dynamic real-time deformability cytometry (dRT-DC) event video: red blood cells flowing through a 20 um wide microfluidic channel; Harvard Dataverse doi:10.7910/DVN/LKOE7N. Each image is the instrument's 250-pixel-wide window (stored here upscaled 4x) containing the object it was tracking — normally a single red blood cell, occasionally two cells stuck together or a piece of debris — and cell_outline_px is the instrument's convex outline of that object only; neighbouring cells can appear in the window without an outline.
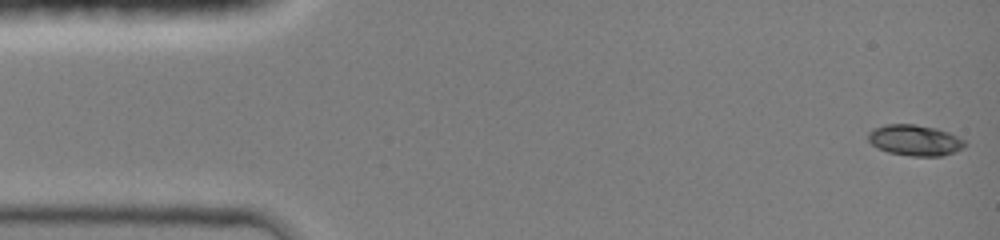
{"species": "common noctule bat (a hibernating species)", "species_latin": "Nyctalus noctula", "temperature_condition": "room temperature", "stored_images_in_passage": 45, "camera_frame_rate_fps": 3000, "um_per_image_px": 0.085, "animal": {"sex": "female", "body_mass_g": 19.0, "forearm_length_mm": 51.5}, "frame": {"image": 1, "passage_image": 1, "time_ms": 0.0, "image_size_px": [1000, 240], "cell_outline_px": [[968, 144], [952, 152], [940, 156], [912, 156], [888, 152], [872, 144], [868, 140], [868, 132], [872, 128], [884, 124], [916, 124], [936, 128], [948, 132], [964, 140]], "centroid_in_image_um": [77.73, 11.9], "position_along_channel_um": 7.3, "area_um2": 17.28}}
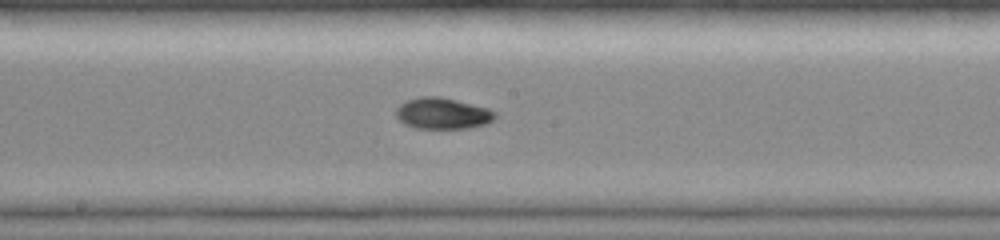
{"frame": {"image": 2, "passage_image": 24, "time_ms": 7.667, "image_size_px": [1000, 240], "cell_outline_px": [[496, 116], [488, 124], [468, 128], [416, 128], [404, 124], [396, 116], [396, 108], [400, 104], [408, 100], [420, 96], [440, 96], [488, 108], [496, 112]], "centroid_in_image_um": [37.62, 9.64], "position_along_channel_um": 210.6, "area_um2": 18.03}}
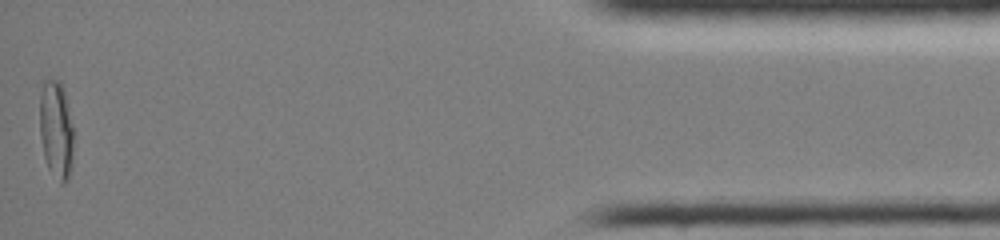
{"frame": {"image": 3, "passage_image": 45, "time_ms": 14.667, "image_size_px": [1000, 240], "cell_outline_px": [[72, 156], [68, 176], [64, 184], [60, 184], [48, 168], [44, 156], [40, 136], [40, 96], [44, 80], [60, 80], [64, 92], [72, 124]], "centroid_in_image_um": [4.75, 11.03], "position_along_channel_um": 430.5, "area_um2": 18.96}, "authors_computed_cell_mechanics": {"area_um2": 17.4556, "velocity_mm_per_s": 4.2207, "shape_relaxation_time_tau1_ms": 10.8954, "shape_relaxation_time_tau2_ms": 2.5001, "deformation_change_tau1": 0.312, "deformation_change_tau2": 0.0437}}